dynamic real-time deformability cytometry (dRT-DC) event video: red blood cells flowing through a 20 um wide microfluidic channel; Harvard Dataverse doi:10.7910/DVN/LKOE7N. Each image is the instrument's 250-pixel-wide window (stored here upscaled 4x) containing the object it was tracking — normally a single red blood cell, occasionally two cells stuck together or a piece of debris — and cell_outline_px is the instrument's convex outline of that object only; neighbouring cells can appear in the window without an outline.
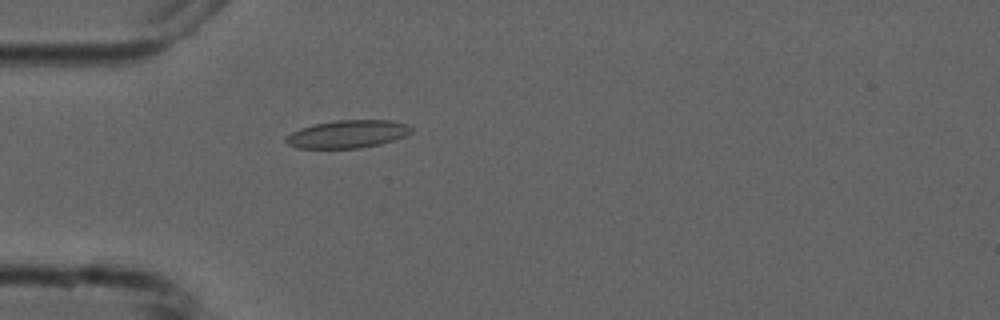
{"species": "common noctule bat (a hibernating species)", "species_latin": "Nyctalus noctula", "temperature_condition": "cold", "stored_images_in_passage": 5, "camera_frame_rate_fps": 3000, "um_per_image_px": 0.085, "animal": {"sex": "male", "forearm_length_mm": 52.5}, "frame": {"image": 1, "passage_image": 5, "time_ms": 4.667, "image_size_px": [1000, 320], "cell_outline_px": [[412, 132], [404, 136], [380, 144], [360, 148], [296, 148], [288, 144], [284, 140], [284, 136], [300, 128], [312, 124], [336, 120], [392, 120], [408, 124], [412, 128]], "centroid_in_image_um": [29.52, 11.39], "position_along_channel_um": 55.5, "area_um2": 20.46}}